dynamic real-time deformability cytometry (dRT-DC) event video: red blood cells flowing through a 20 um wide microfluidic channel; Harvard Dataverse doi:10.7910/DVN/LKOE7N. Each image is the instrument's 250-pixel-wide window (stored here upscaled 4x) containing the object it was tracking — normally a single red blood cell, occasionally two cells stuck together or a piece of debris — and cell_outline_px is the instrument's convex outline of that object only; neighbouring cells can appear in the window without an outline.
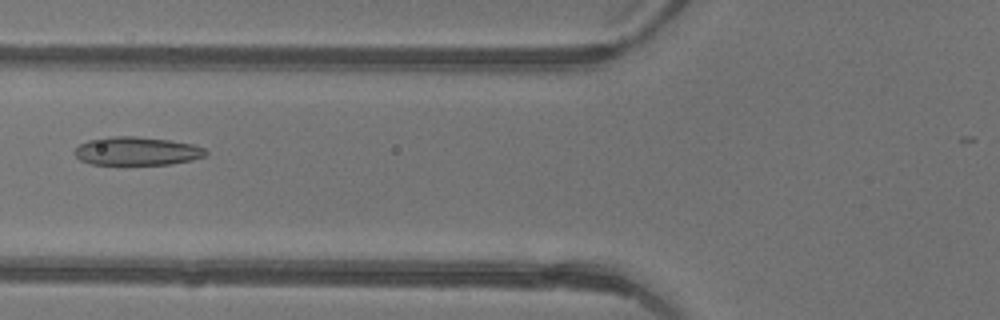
{"species": "common noctule bat (a hibernating species)", "species_latin": "Nyctalus noctula", "temperature_condition": "warm", "stored_images_in_passage": 6, "camera_frame_rate_fps": 3000, "um_per_image_px": 0.085, "animal": {"sex": "female"}, "frame": {"image": 1, "passage_image": 6, "time_ms": 1.667, "image_size_px": [1000, 320], "cell_outline_px": [[208, 152], [204, 156], [192, 160], [168, 164], [92, 164], [80, 160], [72, 152], [80, 144], [88, 140], [112, 136], [136, 136], [168, 140], [192, 144], [204, 148]], "centroid_in_image_um": [11.61, 12.84], "position_along_channel_um": 114.2, "area_um2": 21.56}}